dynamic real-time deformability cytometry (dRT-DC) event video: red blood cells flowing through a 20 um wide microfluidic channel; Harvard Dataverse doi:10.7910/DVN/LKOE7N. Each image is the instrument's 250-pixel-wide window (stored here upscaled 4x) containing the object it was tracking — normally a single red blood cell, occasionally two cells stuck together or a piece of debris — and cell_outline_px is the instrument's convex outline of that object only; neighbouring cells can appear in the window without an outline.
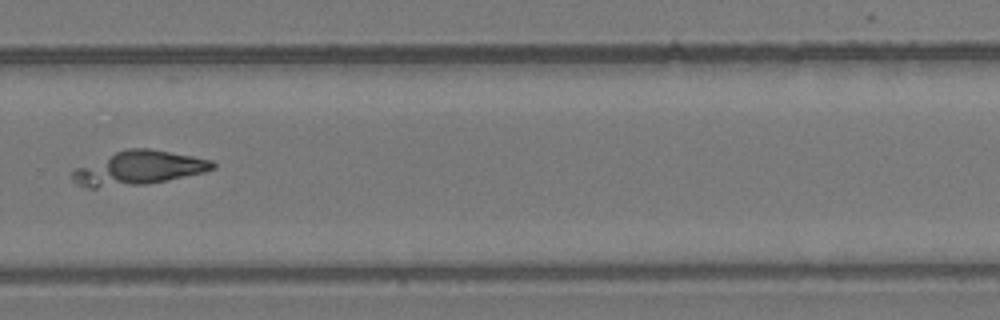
{"species": "common noctule bat (a hibernating species)", "species_latin": "Nyctalus noctula", "temperature_condition": "room temperature", "stored_images_in_passage": 54, "camera_frame_rate_fps": 3000, "um_per_image_px": 0.085, "animal": {"sex": "female", "body_mass_g": 24.6, "forearm_length_mm": 56.2}, "frame": {"image": 1, "passage_image": 39, "time_ms": 12.667, "image_size_px": [1000, 320], "cell_outline_px": [[216, 168], [204, 172], [148, 184], [96, 188], [88, 188], [76, 184], [72, 180], [72, 172], [76, 168], [116, 152], [128, 148], [148, 148], [192, 156], [212, 160], [216, 164]], "centroid_in_image_um": [11.79, 14.3], "position_along_channel_um": 318.0, "area_um2": 27.51}}
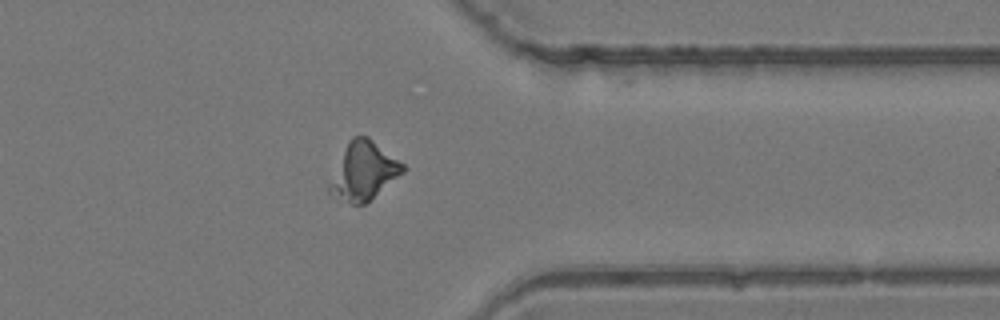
{"frame": {"image": 2, "passage_image": 44, "time_ms": 14.333, "image_size_px": [1000, 320], "cell_outline_px": [[408, 168], [404, 172], [364, 204], [352, 204], [336, 200], [328, 196], [328, 184], [348, 140], [352, 136], [368, 136], [404, 164]], "centroid_in_image_um": [30.87, 14.56], "position_along_channel_um": 380.5, "area_um2": 24.8}}
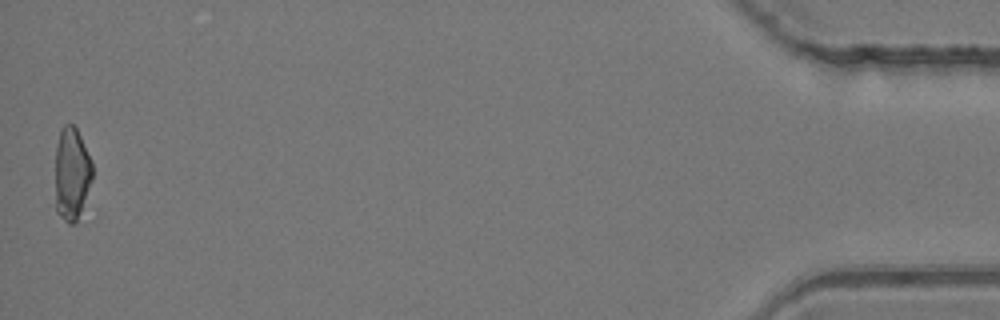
{"frame": {"image": 3, "passage_image": 54, "time_ms": 17.667, "image_size_px": [1000, 320], "cell_outline_px": [[92, 180], [76, 224], [68, 224], [56, 212], [56, 144], [60, 128], [64, 124], [72, 124], [76, 128], [92, 160]], "centroid_in_image_um": [6.09, 14.77], "position_along_channel_um": 429.1, "area_um2": 20.17}}